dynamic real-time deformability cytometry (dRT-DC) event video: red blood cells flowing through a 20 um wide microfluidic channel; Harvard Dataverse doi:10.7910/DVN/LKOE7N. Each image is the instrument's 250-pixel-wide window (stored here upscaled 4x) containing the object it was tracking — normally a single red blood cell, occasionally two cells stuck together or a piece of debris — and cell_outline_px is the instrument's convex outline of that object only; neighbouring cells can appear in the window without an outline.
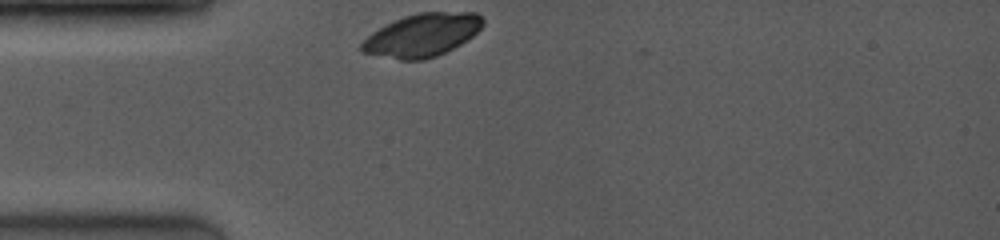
{"species": "common noctule bat (a hibernating species)", "species_latin": "Nyctalus noctula", "temperature_condition": "room temperature", "stored_images_in_passage": 21, "camera_frame_rate_fps": 4000, "um_per_image_px": 0.085, "animal": {"sex": "female", "body_mass_g": 19.0, "forearm_length_mm": 53.3}, "frame": {"image": 1, "passage_image": 1, "time_ms": 0.0, "image_size_px": [1000, 240], "cell_outline_px": [[484, 24], [472, 36], [460, 44], [436, 56], [424, 60], [400, 60], [360, 52], [360, 44], [372, 32], [404, 16], [420, 12], [476, 12], [484, 20]], "centroid_in_image_um": [35.88, 2.99], "position_along_channel_um": 49.1, "area_um2": 30.11}}
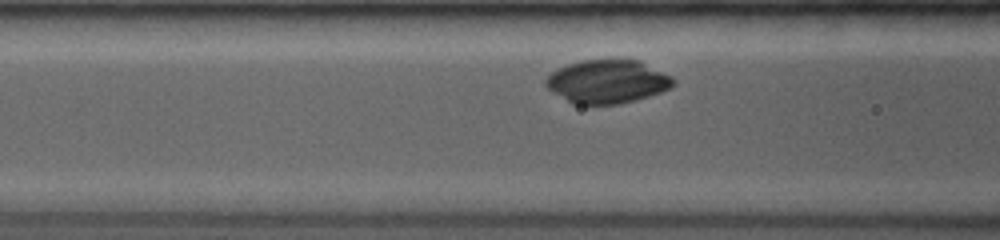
{"frame": {"image": 2, "passage_image": 6, "time_ms": 1.25, "image_size_px": [1000, 240], "cell_outline_px": [[676, 84], [660, 92], [636, 100], [620, 104], [572, 104], [552, 92], [544, 84], [548, 76], [552, 72], [568, 64], [580, 60], [640, 60], [668, 76]], "centroid_in_image_um": [51.58, 6.94], "position_along_channel_um": 115.0, "area_um2": 31.85}}
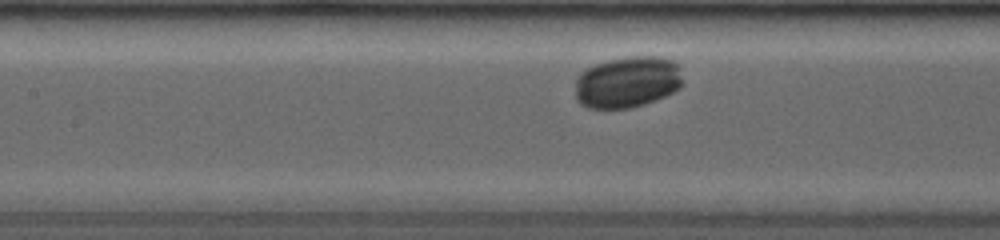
{"frame": {"image": 3, "passage_image": 9, "time_ms": 2.0, "image_size_px": [1000, 240], "cell_outline_px": [[680, 88], [656, 100], [632, 108], [588, 108], [580, 104], [576, 100], [576, 80], [588, 68], [596, 64], [608, 60], [628, 56], [656, 56], [672, 60], [676, 64], [680, 80]], "centroid_in_image_um": [53.3, 6.99], "position_along_channel_um": 154.1, "area_um2": 31.85}}